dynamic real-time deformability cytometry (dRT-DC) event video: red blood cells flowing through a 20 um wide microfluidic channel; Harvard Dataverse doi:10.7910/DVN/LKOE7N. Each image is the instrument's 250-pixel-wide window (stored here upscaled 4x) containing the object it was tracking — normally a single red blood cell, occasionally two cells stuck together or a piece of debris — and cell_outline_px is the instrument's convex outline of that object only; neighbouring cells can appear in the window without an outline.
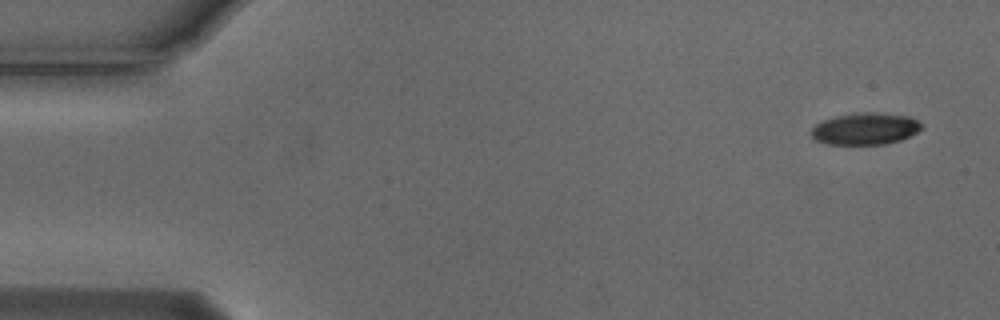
{"species": "Egyptian fruit bat (a non-hibernating species)", "species_latin": "Rousettus aegyptiacus", "temperature_condition": "cold", "stored_images_in_passage": 6, "camera_frame_rate_fps": 3000, "um_per_image_px": 0.085, "animal": {"sex": "male"}, "frame": {"image": 1, "passage_image": 1, "time_ms": 0.0, "image_size_px": [1000, 320], "cell_outline_px": [[924, 128], [900, 140], [884, 144], [828, 144], [816, 140], [812, 136], [812, 128], [816, 124], [824, 120], [836, 116], [864, 112], [868, 112], [908, 116], [924, 124]], "centroid_in_image_um": [73.57, 10.95], "position_along_channel_um": 11.4, "area_um2": 20.17}}
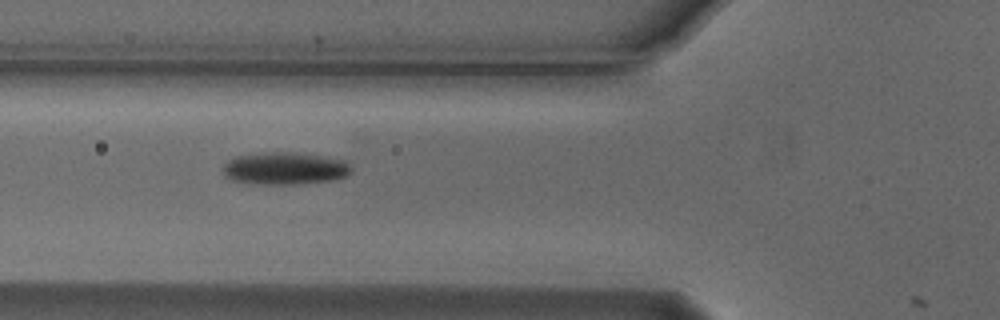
{"frame": {"image": 2, "passage_image": 6, "time_ms": 1.667, "image_size_px": [1000, 320], "cell_outline_px": [[352, 168], [344, 176], [328, 180], [292, 184], [264, 184], [232, 180], [224, 176], [220, 168], [228, 160], [236, 156], [264, 152], [296, 152], [324, 156], [344, 160]], "centroid_in_image_um": [24.13, 14.29], "position_along_channel_um": 101.7, "area_um2": 24.04}}